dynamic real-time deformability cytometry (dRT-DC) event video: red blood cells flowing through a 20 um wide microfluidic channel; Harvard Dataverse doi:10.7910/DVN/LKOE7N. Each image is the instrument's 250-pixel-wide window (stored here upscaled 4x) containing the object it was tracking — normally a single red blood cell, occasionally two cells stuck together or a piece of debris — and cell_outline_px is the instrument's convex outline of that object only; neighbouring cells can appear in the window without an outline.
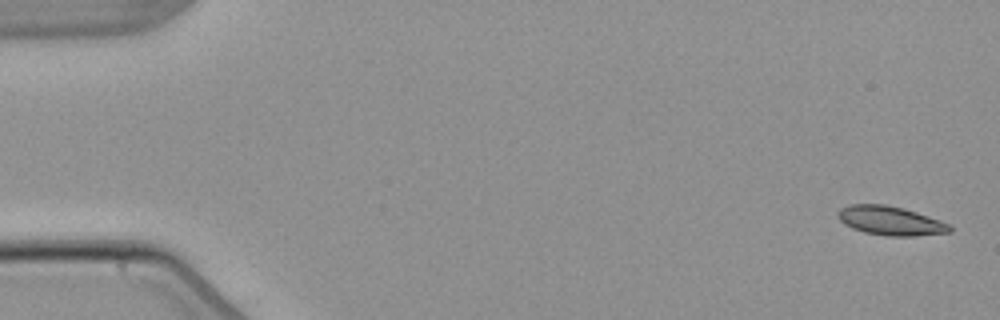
{"species": "common noctule bat (a hibernating species)", "species_latin": "Nyctalus noctula", "temperature_condition": "warm", "stored_images_in_passage": 6, "segment_of_instrument_passage": [1, 2], "camera_frame_rate_fps": 3000, "um_per_image_px": 0.085, "animal": {"sex": "male", "body_mass_g": 21.5, "forearm_length_mm": 52.0}, "frame": {"image": 1, "passage_image": 1, "time_ms": 0.0, "image_size_px": [1000, 320], "cell_outline_px": [[952, 232], [912, 236], [888, 236], [864, 232], [852, 228], [844, 224], [840, 220], [836, 212], [840, 208], [852, 204], [884, 204], [904, 208], [940, 220], [948, 224], [952, 228]], "centroid_in_image_um": [75.67, 18.76], "position_along_channel_um": 9.3, "area_um2": 18.9}}